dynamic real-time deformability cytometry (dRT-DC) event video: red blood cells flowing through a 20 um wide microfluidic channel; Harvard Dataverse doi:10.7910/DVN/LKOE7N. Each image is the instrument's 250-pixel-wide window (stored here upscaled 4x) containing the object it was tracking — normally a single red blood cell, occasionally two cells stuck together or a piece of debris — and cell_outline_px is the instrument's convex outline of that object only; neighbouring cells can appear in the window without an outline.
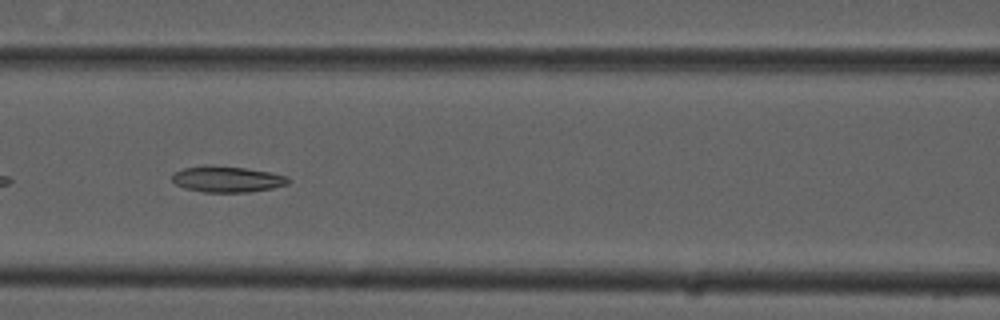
{"species": "common noctule bat (a hibernating species)", "species_latin": "Nyctalus noctula", "temperature_condition": "cold", "stored_images_in_passage": 35, "camera_frame_rate_fps": 3000, "um_per_image_px": 0.085, "animal": {"sex": "male", "forearm_length_mm": 52.5}, "frame": {"image": 1, "passage_image": 11, "time_ms": 3.333, "image_size_px": [1000, 320], "cell_outline_px": [[292, 180], [288, 184], [272, 188], [248, 192], [204, 192], [184, 188], [176, 184], [172, 180], [172, 176], [176, 172], [184, 168], [212, 164], [244, 168], [268, 172], [288, 176]], "centroid_in_image_um": [19.32, 15.23], "position_along_channel_um": 147.3, "area_um2": 17.63}}
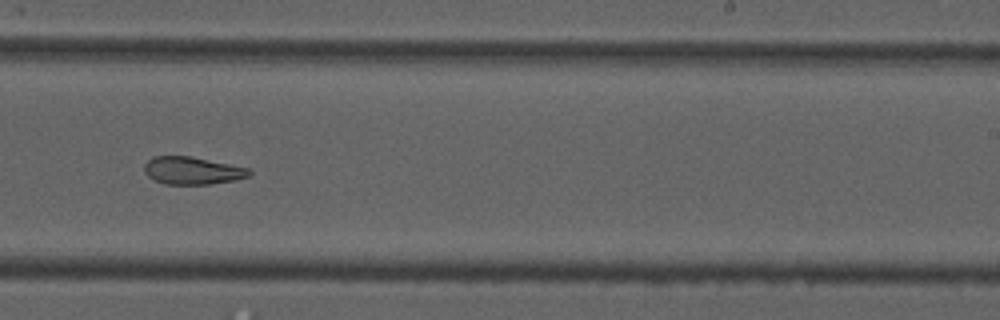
{"frame": {"image": 2, "passage_image": 21, "time_ms": 6.667, "image_size_px": [1000, 320], "cell_outline_px": [[252, 172], [248, 176], [236, 180], [208, 184], [164, 184], [148, 176], [144, 172], [144, 164], [152, 156], [192, 156], [248, 168]], "centroid_in_image_um": [16.33, 14.49], "position_along_channel_um": 272.7, "area_um2": 16.82}, "authors_computed_cell_mechanics": {"area_um2": 17.8024, "velocity_mm_per_s": 3.7793, "shape_relaxation_time_tau1_ms": null, "shape_relaxation_time_tau2_ms": 8.1932, "deformation_change_tau1": null, "deformation_change_tau2": 0.1842}}